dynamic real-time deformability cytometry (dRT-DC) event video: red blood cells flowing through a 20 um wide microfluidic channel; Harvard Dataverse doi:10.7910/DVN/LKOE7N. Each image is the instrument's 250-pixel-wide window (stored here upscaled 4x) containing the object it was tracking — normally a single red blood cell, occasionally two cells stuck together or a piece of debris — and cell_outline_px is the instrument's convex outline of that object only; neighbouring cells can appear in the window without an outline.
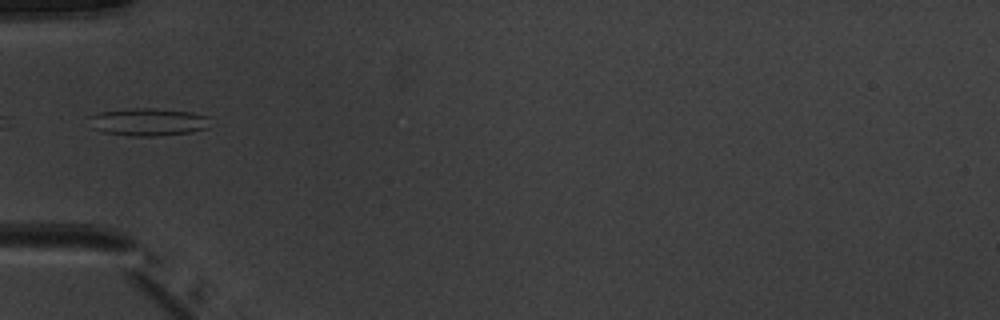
{"species": "common noctule bat (a hibernating species)", "species_latin": "Nyctalus noctula", "temperature_condition": "warm", "stored_images_in_passage": 5, "camera_frame_rate_fps": 3000, "um_per_image_px": 0.085, "animal": {"sex": "male", "body_mass_g": 20.1, "forearm_length_mm": 53.5}, "frame": {"image": 1, "passage_image": 5, "time_ms": 4.667, "image_size_px": [1000, 320], "cell_outline_px": [[208, 128], [192, 132], [156, 136], [136, 136], [100, 132], [92, 128], [88, 116], [100, 112], [132, 108], [156, 108], [192, 112], [208, 116]], "centroid_in_image_um": [12.58, 10.36], "position_along_channel_um": 72.4, "area_um2": 19.59}}